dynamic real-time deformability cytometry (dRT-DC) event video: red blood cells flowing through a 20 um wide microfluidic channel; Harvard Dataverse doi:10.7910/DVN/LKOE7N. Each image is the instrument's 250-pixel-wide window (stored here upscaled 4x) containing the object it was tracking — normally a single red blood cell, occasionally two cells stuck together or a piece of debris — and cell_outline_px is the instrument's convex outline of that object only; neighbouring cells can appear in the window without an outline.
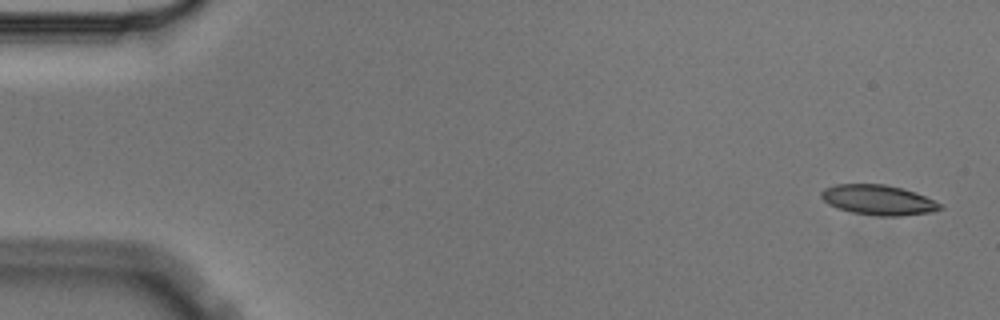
{"species": "Egyptian fruit bat (a non-hibernating species)", "species_latin": "Rousettus aegyptiacus", "temperature_condition": "cold", "stored_images_in_passage": 3, "camera_frame_rate_fps": 3000, "um_per_image_px": 0.085, "animal": {"sex": "male"}, "frame": {"image": 1, "passage_image": 1, "time_ms": 0.0, "image_size_px": [1000, 320], "cell_outline_px": [[944, 208], [932, 212], [900, 216], [880, 216], [852, 212], [836, 208], [828, 204], [820, 196], [820, 192], [824, 188], [836, 184], [884, 184], [916, 192], [944, 204]], "centroid_in_image_um": [74.68, 17.0], "position_along_channel_um": 10.3, "area_um2": 20.98}}